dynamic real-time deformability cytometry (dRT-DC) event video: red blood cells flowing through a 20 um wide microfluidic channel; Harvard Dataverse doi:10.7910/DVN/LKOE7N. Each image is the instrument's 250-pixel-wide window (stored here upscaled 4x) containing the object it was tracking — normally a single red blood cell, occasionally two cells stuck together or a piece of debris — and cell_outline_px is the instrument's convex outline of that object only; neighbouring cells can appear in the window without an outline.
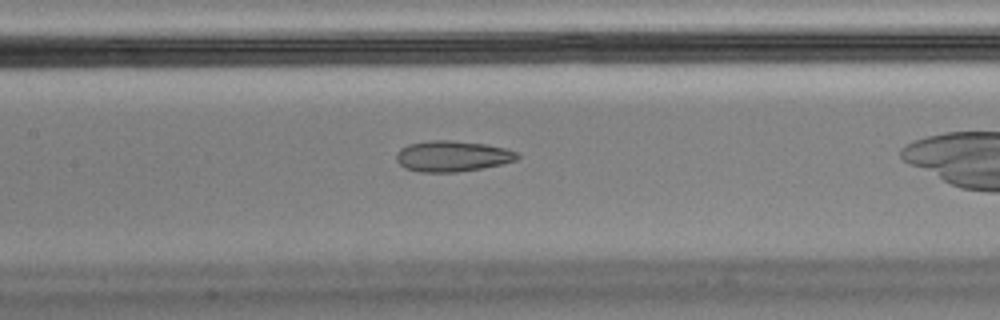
{"species": "Egyptian fruit bat (a non-hibernating species)", "species_latin": "Rousettus aegyptiacus", "temperature_condition": "cold", "stored_images_in_passage": 35, "camera_frame_rate_fps": 3000, "um_per_image_px": 0.085, "animal": {"sex": "male"}, "frame": {"image": 1, "passage_image": 16, "time_ms": 5.0, "image_size_px": [1000, 320], "cell_outline_px": [[520, 156], [516, 160], [484, 168], [456, 172], [420, 172], [404, 168], [396, 160], [396, 152], [400, 148], [408, 144], [432, 140], [452, 140], [484, 144], [504, 148], [516, 152]], "centroid_in_image_um": [38.41, 13.28], "position_along_channel_um": 169.0, "area_um2": 21.73}}